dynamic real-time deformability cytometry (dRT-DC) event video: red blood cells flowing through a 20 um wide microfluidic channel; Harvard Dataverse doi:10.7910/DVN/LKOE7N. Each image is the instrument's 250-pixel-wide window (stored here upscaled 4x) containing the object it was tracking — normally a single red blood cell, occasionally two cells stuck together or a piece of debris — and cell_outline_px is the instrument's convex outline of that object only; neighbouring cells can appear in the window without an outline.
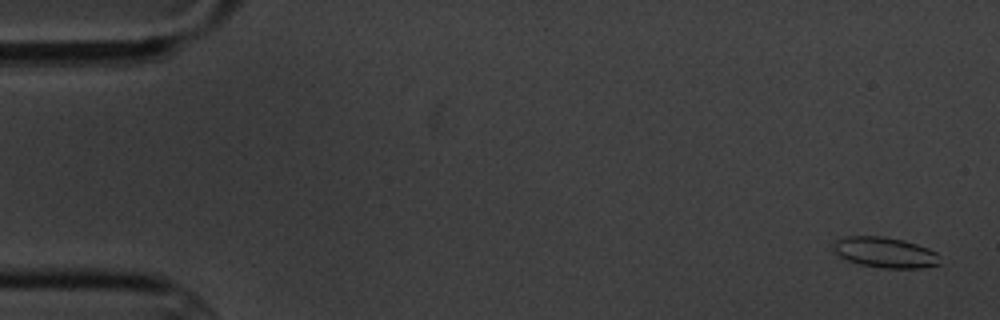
{"species": "common noctule bat (a hibernating species)", "species_latin": "Nyctalus noctula", "temperature_condition": "cold", "stored_images_in_passage": 15, "camera_frame_rate_fps": 3000, "um_per_image_px": 0.085, "animal": {"sex": "male", "body_mass_g": 20.1, "forearm_length_mm": 53.5}, "frame": {"image": 1, "passage_image": 1, "time_ms": 0.0, "image_size_px": [1000, 320], "cell_outline_px": [[940, 264], [920, 268], [880, 268], [860, 264], [848, 260], [840, 256], [832, 248], [832, 244], [836, 240], [844, 236], [884, 236], [904, 240], [928, 248], [936, 252]], "centroid_in_image_um": [75.2, 21.45], "position_along_channel_um": 9.8, "area_um2": 18.96}}
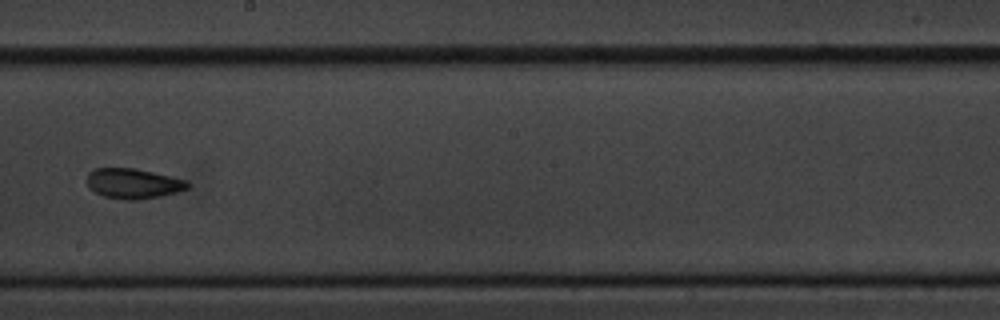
{"frame": {"image": 2, "passage_image": 9, "time_ms": 10.333, "image_size_px": [1000, 320], "cell_outline_px": [[192, 184], [188, 188], [176, 192], [160, 196], [140, 200], [124, 200], [104, 196], [88, 188], [88, 172], [96, 168], [136, 168], [188, 180]], "centroid_in_image_um": [11.35, 15.6], "position_along_channel_um": 236.8, "area_um2": 17.8}}
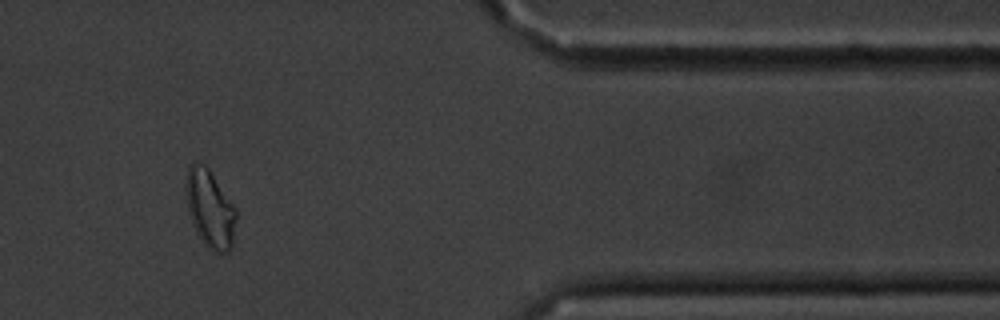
{"frame": {"image": 3, "passage_image": 13, "time_ms": 15.667, "image_size_px": [1000, 320], "cell_outline_px": [[236, 220], [232, 244], [228, 252], [216, 252], [208, 248], [204, 244], [196, 232], [192, 224], [188, 212], [184, 188], [184, 184], [188, 164], [196, 160], [204, 164], [208, 168], [236, 208]], "centroid_in_image_um": [17.8, 17.7], "position_along_channel_um": 393.6, "area_um2": 23.12}, "authors_computed_cell_mechanics": {"area_um2": 17.9758, "velocity_mm_per_s": 3.4414, "shape_relaxation_time_tau1_ms": 4.961, "shape_relaxation_time_tau2_ms": 2.0456, "deformation_change_tau1": 0.1198, "deformation_change_tau2": 0.0829}}